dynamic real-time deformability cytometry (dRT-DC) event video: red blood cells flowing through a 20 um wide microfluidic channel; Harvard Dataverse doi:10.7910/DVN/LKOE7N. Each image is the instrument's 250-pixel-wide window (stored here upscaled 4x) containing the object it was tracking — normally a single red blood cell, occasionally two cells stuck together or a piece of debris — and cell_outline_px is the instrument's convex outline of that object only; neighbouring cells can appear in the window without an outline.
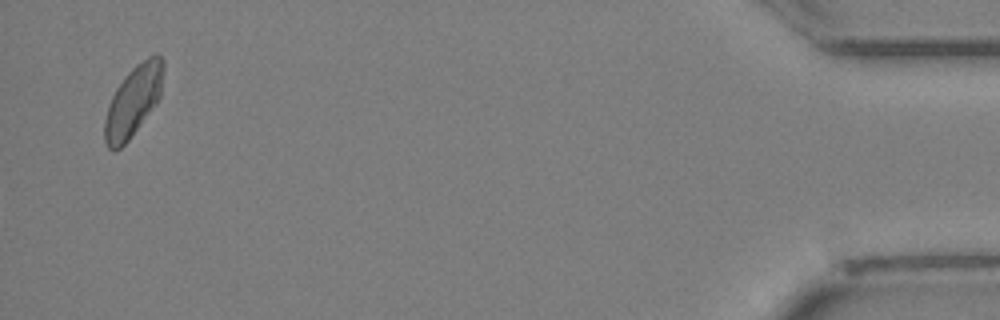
{"species": "Egyptian fruit bat (a non-hibernating species)", "species_latin": "Rousettus aegyptiacus", "temperature_condition": "cold", "stored_images_in_passage": 26, "camera_frame_rate_fps": 3000, "um_per_image_px": 0.085, "animal": {"sex": "female"}, "frame": {"image": 1, "passage_image": 26, "time_ms": 8.333, "image_size_px": [1000, 320], "cell_outline_px": [[164, 68], [160, 96], [156, 104], [128, 140], [120, 148], [112, 152], [108, 148], [104, 140], [104, 120], [112, 96], [116, 88], [124, 76], [136, 64], [148, 56], [156, 52], [164, 60]], "centroid_in_image_um": [11.33, 8.56], "position_along_channel_um": 423.9, "area_um2": 24.16}}